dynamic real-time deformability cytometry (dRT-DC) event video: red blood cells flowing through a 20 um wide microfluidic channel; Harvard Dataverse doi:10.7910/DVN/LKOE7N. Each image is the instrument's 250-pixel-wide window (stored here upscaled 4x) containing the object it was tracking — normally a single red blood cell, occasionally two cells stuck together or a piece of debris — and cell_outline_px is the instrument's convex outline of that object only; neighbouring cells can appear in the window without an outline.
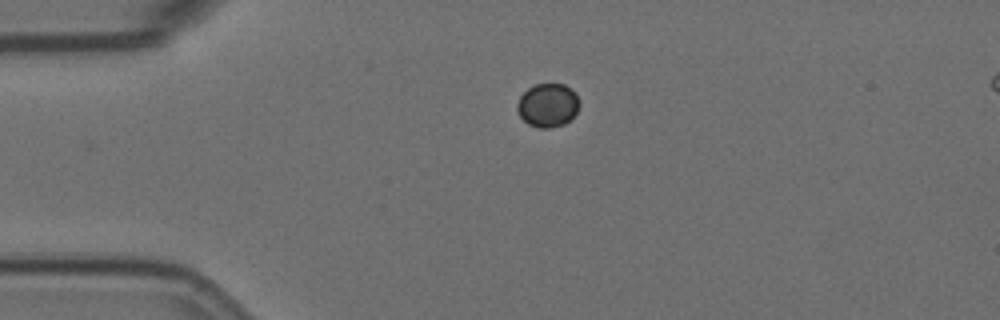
{"species": "Egyptian fruit bat (a non-hibernating species)", "species_latin": "Rousettus aegyptiacus", "temperature_condition": "room temperature", "stored_images_in_passage": 8, "camera_frame_rate_fps": 3000, "um_per_image_px": 0.085, "animal": {"sex": "female"}, "frame": {"image": 1, "passage_image": 1, "time_ms": 0.0, "image_size_px": [1000, 320], "cell_outline_px": [[580, 104], [576, 112], [564, 124], [548, 128], [540, 128], [528, 124], [520, 116], [516, 108], [516, 104], [520, 96], [528, 88], [536, 84], [564, 84], [576, 92], [580, 100]], "centroid_in_image_um": [46.56, 8.93], "position_along_channel_um": 38.4, "area_um2": 15.84}}
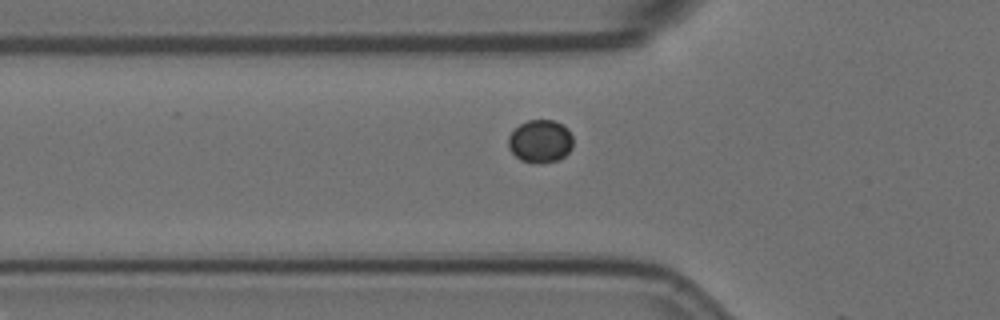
{"frame": {"image": 2, "passage_image": 7, "time_ms": 2.0, "image_size_px": [1000, 320], "cell_outline_px": [[572, 148], [560, 160], [532, 164], [520, 160], [508, 148], [508, 136], [520, 124], [528, 120], [552, 120], [568, 128], [572, 136]], "centroid_in_image_um": [45.92, 12.02], "position_along_channel_um": 79.9, "area_um2": 16.24}}